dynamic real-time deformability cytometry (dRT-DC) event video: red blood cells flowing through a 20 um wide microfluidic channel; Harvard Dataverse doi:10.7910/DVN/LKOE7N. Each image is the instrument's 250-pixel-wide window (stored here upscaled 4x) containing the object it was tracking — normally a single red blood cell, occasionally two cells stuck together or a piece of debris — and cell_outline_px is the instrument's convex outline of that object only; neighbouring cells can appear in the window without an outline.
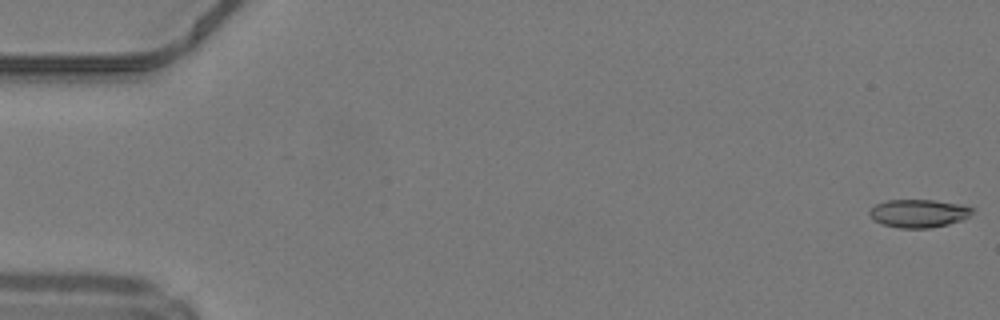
{"species": "common noctule bat (a hibernating species)", "species_latin": "Nyctalus noctula", "temperature_condition": "warm", "stored_images_in_passage": 49, "camera_frame_rate_fps": 3000, "um_per_image_px": 0.085, "animal": {"sex": "male", "body_mass_g": 19.2, "forearm_length_mm": 51.8}, "frame": {"image": 1, "passage_image": 1, "time_ms": 0.0, "image_size_px": [1000, 320], "cell_outline_px": [[976, 208], [964, 220], [948, 224], [928, 228], [900, 228], [880, 224], [872, 220], [868, 212], [876, 204], [888, 200], [936, 200], [960, 204]], "centroid_in_image_um": [78.09, 18.14], "position_along_channel_um": 6.9, "area_um2": 16.99}}
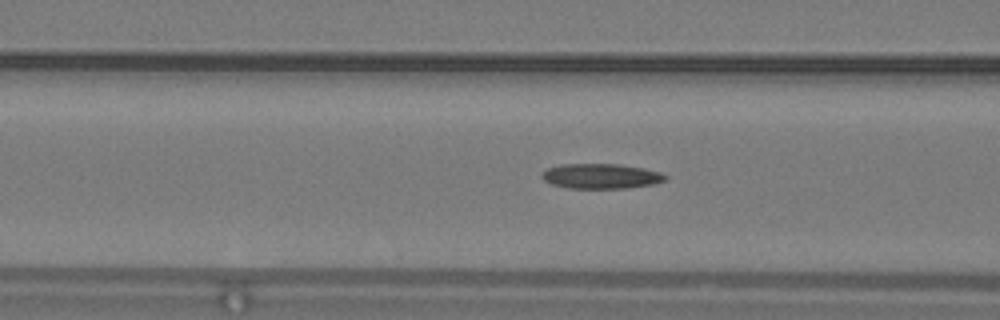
{"frame": {"image": 2, "passage_image": 20, "time_ms": 6.333, "image_size_px": [1000, 320], "cell_outline_px": [[668, 180], [652, 184], [624, 188], [568, 188], [552, 184], [544, 180], [540, 176], [548, 168], [560, 164], [620, 164], [644, 168], [660, 172], [668, 176]], "centroid_in_image_um": [51.11, 14.97], "position_along_channel_um": 115.5, "area_um2": 17.98}}
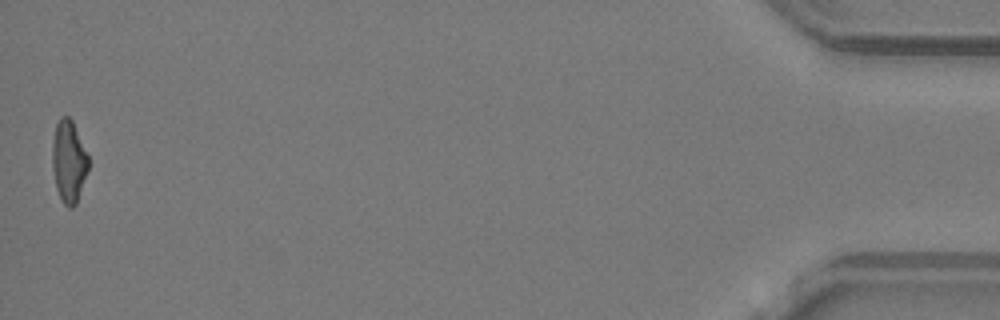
{"frame": {"image": 3, "passage_image": 49, "time_ms": 16.0, "image_size_px": [1000, 320], "cell_outline_px": [[88, 168], [76, 204], [72, 208], [68, 208], [64, 204], [56, 188], [52, 168], [52, 140], [56, 124], [60, 116], [68, 116], [72, 120], [88, 156]], "centroid_in_image_um": [5.82, 13.7], "position_along_channel_um": 429.4, "area_um2": 17.17}, "authors_computed_cell_mechanics": {"area_um2": 17.5712, "velocity_mm_per_s": 4.2398, "shape_relaxation_time_tau1_ms": 9.1704, "shape_relaxation_time_tau2_ms": 2.6809, "deformation_change_tau1": 0.2564, "deformation_change_tau2": 0.1194}}